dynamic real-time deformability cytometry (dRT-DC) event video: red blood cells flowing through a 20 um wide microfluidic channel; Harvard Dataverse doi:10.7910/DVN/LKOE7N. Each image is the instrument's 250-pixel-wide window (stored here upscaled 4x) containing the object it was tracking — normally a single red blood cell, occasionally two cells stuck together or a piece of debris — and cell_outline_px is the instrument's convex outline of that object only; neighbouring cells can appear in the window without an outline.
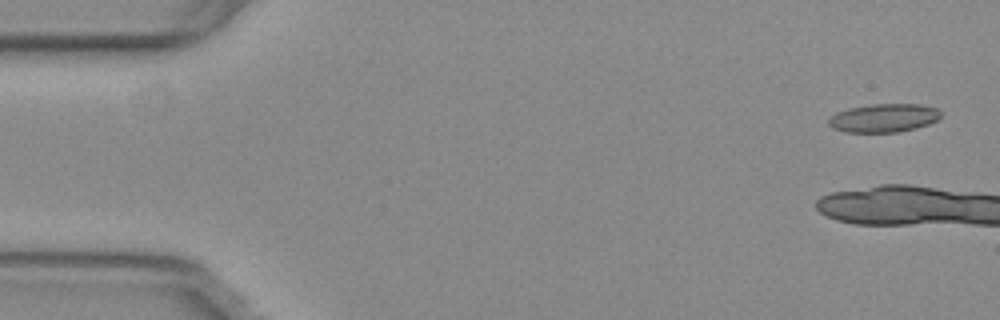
{"species": "common noctule bat (a hibernating species)", "species_latin": "Nyctalus noctula", "temperature_condition": "warm", "stored_images_in_passage": 6, "camera_frame_rate_fps": 3000, "um_per_image_px": 0.085, "animal": {"sex": "female", "body_mass_g": 29.2, "forearm_length_mm": 56.3}, "frame": {"image": 1, "passage_image": 2, "time_ms": 0.333, "image_size_px": [1000, 320], "cell_outline_px": [[940, 116], [936, 120], [928, 124], [916, 128], [900, 132], [844, 132], [832, 128], [828, 124], [828, 120], [836, 112], [848, 108], [872, 104], [920, 104], [936, 108], [940, 112]], "centroid_in_image_um": [75.09, 10.03], "position_along_channel_um": 9.9, "area_um2": 18.61}}